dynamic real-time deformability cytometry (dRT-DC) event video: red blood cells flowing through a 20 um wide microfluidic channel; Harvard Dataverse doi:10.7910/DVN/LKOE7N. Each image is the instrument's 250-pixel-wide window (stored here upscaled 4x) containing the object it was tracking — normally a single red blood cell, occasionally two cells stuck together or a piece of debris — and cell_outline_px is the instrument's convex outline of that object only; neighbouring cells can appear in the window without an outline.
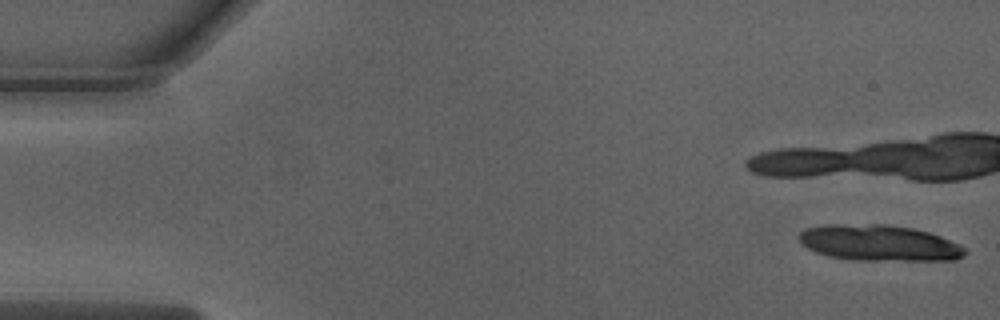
{"species": "Egyptian fruit bat (a non-hibernating species)", "species_latin": "Rousettus aegyptiacus", "temperature_condition": "warm", "stored_images_in_passage": 14, "camera_frame_rate_fps": 3000, "um_per_image_px": 0.085, "animal": {"sex": "male"}, "frame": {"image": 1, "passage_image": 1, "time_ms": 0.0, "image_size_px": [1000, 320], "cell_outline_px": [[968, 252], [964, 256], [956, 260], [856, 260], [828, 256], [816, 252], [800, 244], [800, 232], [808, 228], [824, 224], [888, 224], [912, 228], [928, 232], [940, 236], [960, 244]], "centroid_in_image_um": [74.74, 20.65], "position_along_channel_um": 10.3, "area_um2": 34.91}}